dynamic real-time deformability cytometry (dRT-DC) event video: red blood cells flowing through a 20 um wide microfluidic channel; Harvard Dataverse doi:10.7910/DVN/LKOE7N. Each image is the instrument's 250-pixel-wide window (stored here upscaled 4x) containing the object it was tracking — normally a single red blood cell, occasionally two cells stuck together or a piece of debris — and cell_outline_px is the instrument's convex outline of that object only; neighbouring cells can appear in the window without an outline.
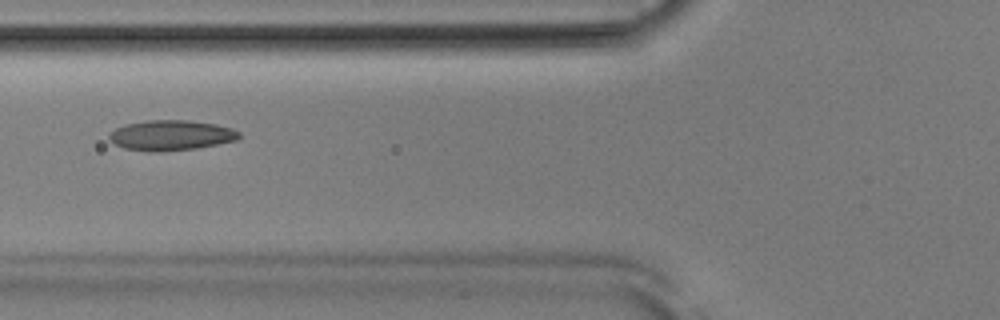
{"species": "Egyptian fruit bat (a non-hibernating species)", "species_latin": "Rousettus aegyptiacus", "temperature_condition": "room temperature", "stored_images_in_passage": 39, "camera_frame_rate_fps": 3000, "um_per_image_px": 0.085, "animal": {"sex": "male"}, "frame": {"image": 1, "passage_image": 7, "time_ms": 2.0, "image_size_px": [1000, 320], "cell_outline_px": [[240, 136], [236, 140], [196, 148], [160, 152], [148, 152], [124, 148], [108, 140], [108, 132], [124, 124], [148, 120], [188, 120], [216, 124], [232, 128], [240, 132]], "centroid_in_image_um": [14.49, 11.5], "position_along_channel_um": 111.3, "area_um2": 23.06}}
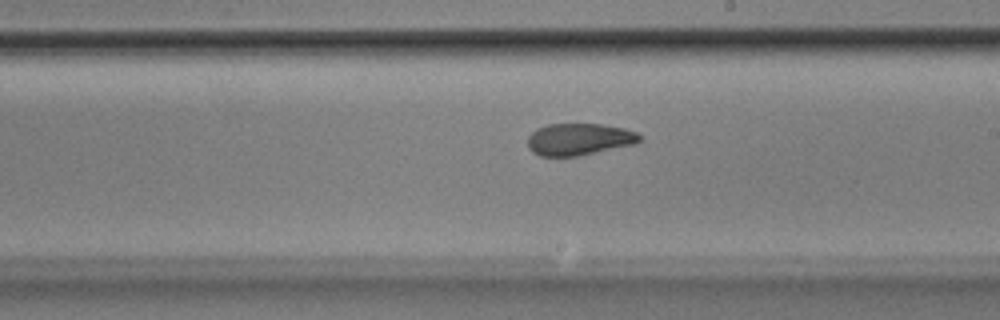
{"frame": {"image": 2, "passage_image": 17, "time_ms": 5.333, "image_size_px": [1000, 320], "cell_outline_px": [[640, 140], [636, 144], [580, 156], [540, 156], [532, 152], [528, 148], [528, 136], [536, 128], [548, 124], [600, 124], [624, 128], [636, 132], [640, 136]], "centroid_in_image_um": [49.21, 11.84], "position_along_channel_um": 239.8, "area_um2": 20.98}}
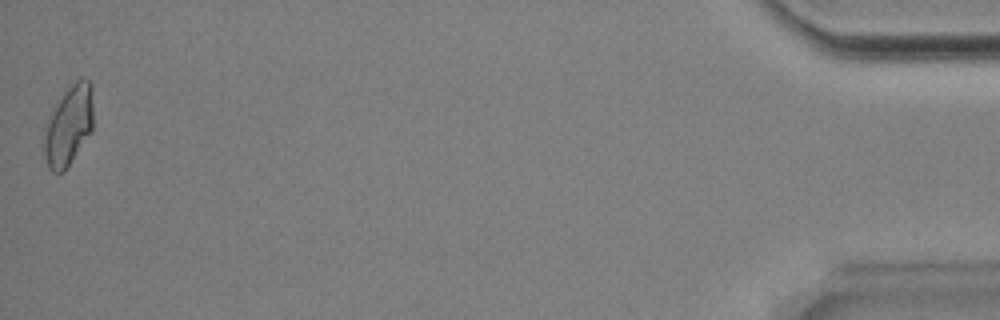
{"frame": {"image": 3, "passage_image": 39, "time_ms": 12.667, "image_size_px": [1000, 320], "cell_outline_px": [[92, 132], [64, 172], [52, 172], [48, 168], [44, 152], [44, 136], [48, 120], [52, 112], [64, 92], [76, 80], [88, 80], [92, 84]], "centroid_in_image_um": [5.85, 10.71], "position_along_channel_um": 429.4, "area_um2": 22.54}, "authors_computed_cell_mechanics": {"area_um2": 21.5594, "velocity_mm_per_s": 3.8522, "shape_relaxation_time_tau1_ms": 4.447, "shape_relaxation_time_tau2_ms": 2.1428, "deformation_change_tau1": 0.1428, "deformation_change_tau2": 0.0692}}